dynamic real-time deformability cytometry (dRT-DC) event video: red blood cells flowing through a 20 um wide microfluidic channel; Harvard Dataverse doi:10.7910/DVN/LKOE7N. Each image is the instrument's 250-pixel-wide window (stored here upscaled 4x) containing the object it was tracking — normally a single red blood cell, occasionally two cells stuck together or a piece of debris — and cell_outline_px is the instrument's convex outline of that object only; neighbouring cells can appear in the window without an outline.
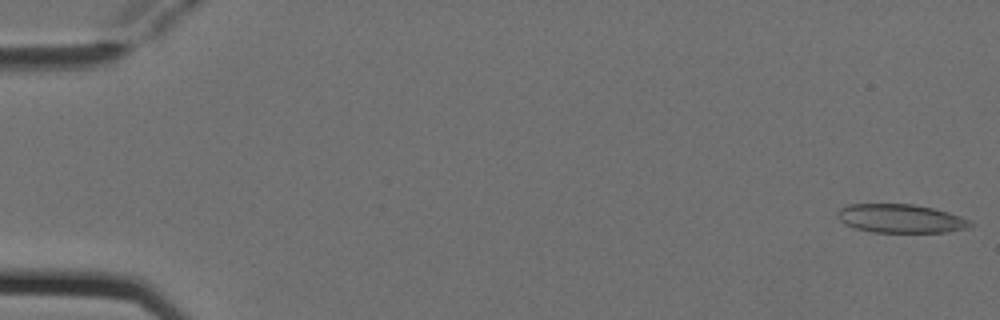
{"species": "Egyptian fruit bat (a non-hibernating species)", "species_latin": "Rousettus aegyptiacus", "temperature_condition": "cold", "stored_images_in_passage": 5, "camera_frame_rate_fps": 3000, "um_per_image_px": 0.085, "animal": {"sex": "female"}, "frame": {"image": 1, "passage_image": 1, "time_ms": 0.0, "image_size_px": [1000, 320], "cell_outline_px": [[972, 228], [948, 232], [872, 232], [856, 228], [844, 224], [836, 216], [836, 212], [840, 208], [848, 204], [912, 204], [932, 208], [948, 212], [960, 216], [968, 220], [972, 224]], "centroid_in_image_um": [76.54, 18.58], "position_along_channel_um": 8.5, "area_um2": 22.25}}
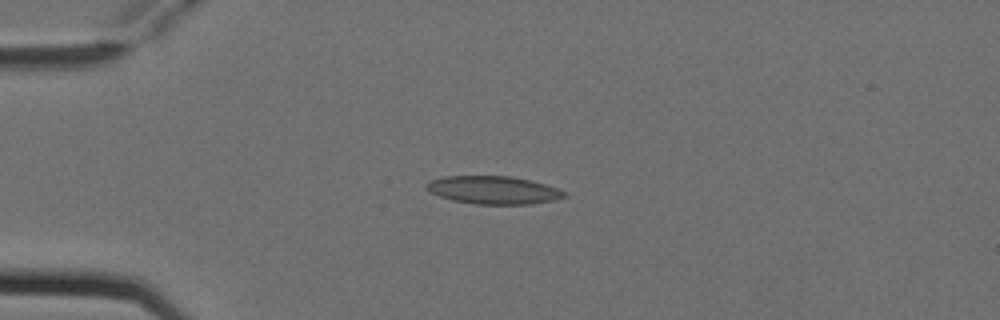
{"frame": {"image": 2, "passage_image": 4, "time_ms": 1.0, "image_size_px": [1000, 320], "cell_outline_px": [[568, 196], [556, 200], [532, 204], [476, 204], [452, 200], [440, 196], [432, 192], [424, 184], [428, 180], [444, 176], [512, 176], [532, 180], [560, 188], [568, 192]], "centroid_in_image_um": [42.02, 16.15], "position_along_channel_um": 43.0, "area_um2": 22.77}}